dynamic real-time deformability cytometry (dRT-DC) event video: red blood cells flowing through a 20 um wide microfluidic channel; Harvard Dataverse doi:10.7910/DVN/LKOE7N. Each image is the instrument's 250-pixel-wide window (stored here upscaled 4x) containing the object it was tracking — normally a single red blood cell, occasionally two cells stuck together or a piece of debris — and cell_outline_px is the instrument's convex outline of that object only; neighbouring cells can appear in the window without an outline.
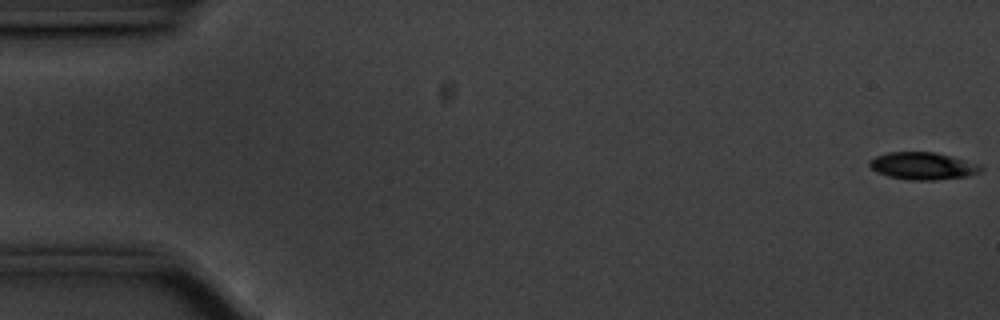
{"species": "common noctule bat (a hibernating species)", "species_latin": "Nyctalus noctula", "temperature_condition": "cold", "stored_images_in_passage": 16, "camera_frame_rate_fps": 3000, "um_per_image_px": 0.085, "animal": {"sex": "male", "body_mass_g": 20.1, "forearm_length_mm": 53.5}, "frame": {"image": 1, "passage_image": 1, "time_ms": 0.0, "image_size_px": [1000, 320], "cell_outline_px": [[984, 168], [980, 172], [968, 176], [936, 180], [908, 180], [888, 176], [876, 172], [868, 164], [868, 160], [876, 156], [888, 152], [932, 152], [980, 164]], "centroid_in_image_um": [78.42, 14.11], "position_along_channel_um": 6.6, "area_um2": 17.69}}
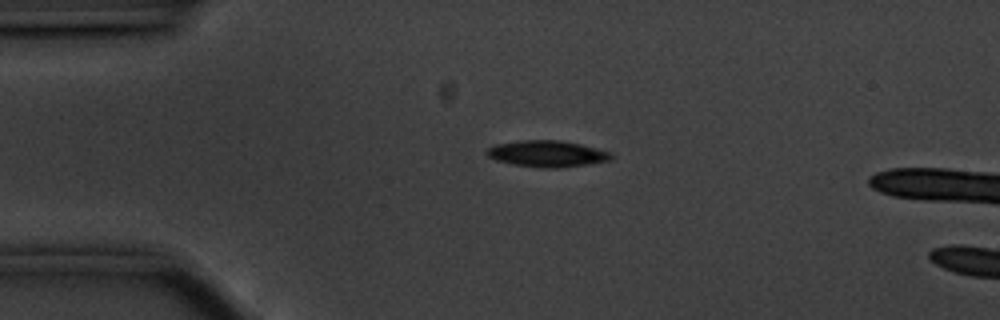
{"frame": {"image": 2, "passage_image": 13, "time_ms": 4.0, "image_size_px": [1000, 320], "cell_outline_px": [[612, 160], [588, 164], [556, 168], [548, 168], [512, 164], [496, 160], [488, 156], [484, 152], [488, 148], [496, 144], [520, 140], [560, 140], [580, 144], [612, 152]], "centroid_in_image_um": [46.51, 13.06], "position_along_channel_um": 38.5, "area_um2": 19.07}}